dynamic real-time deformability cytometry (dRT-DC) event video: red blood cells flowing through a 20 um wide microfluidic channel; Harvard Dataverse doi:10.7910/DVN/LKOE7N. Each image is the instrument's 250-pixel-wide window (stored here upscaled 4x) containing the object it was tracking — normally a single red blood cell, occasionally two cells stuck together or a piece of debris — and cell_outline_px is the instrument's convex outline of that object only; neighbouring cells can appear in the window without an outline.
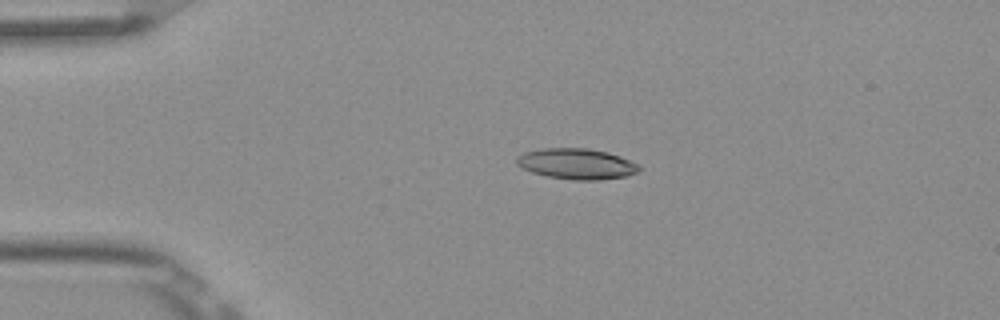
{"species": "Egyptian fruit bat (a non-hibernating species)", "species_latin": "Rousettus aegyptiacus", "temperature_condition": "room temperature", "stored_images_in_passage": 3, "camera_frame_rate_fps": 3000, "um_per_image_px": 0.085, "frame": {"image": 1, "passage_image": 2, "time_ms": 0.333, "image_size_px": [1000, 320], "cell_outline_px": [[640, 172], [628, 176], [600, 180], [572, 180], [548, 176], [532, 172], [516, 164], [516, 156], [524, 152], [544, 148], [588, 148], [608, 152], [620, 156], [636, 164], [640, 168]], "centroid_in_image_um": [49.02, 13.93], "position_along_channel_um": 36.0, "area_um2": 21.96}}